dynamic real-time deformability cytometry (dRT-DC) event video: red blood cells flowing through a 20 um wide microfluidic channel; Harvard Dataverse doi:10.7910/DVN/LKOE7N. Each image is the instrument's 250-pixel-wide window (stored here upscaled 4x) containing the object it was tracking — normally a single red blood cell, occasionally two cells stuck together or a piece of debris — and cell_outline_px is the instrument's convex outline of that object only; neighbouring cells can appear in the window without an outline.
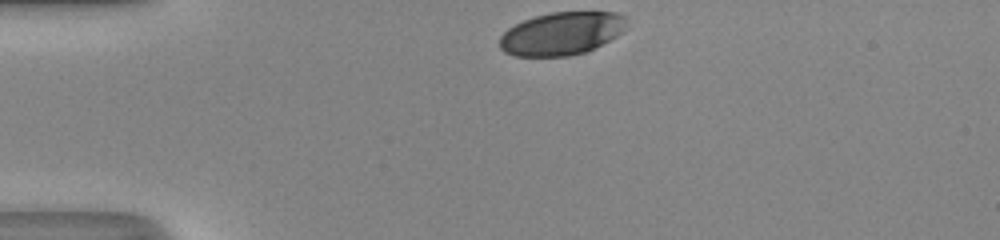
{"species": "human", "species_latin": "Homo sapiens", "temperature_condition": "room temperature", "stored_images_in_passage": 30, "camera_frame_rate_fps": 3000, "um_per_image_px": 0.085, "donor": {"sex": "male"}, "frame": {"image": 1, "passage_image": 1, "time_ms": 0.0, "image_size_px": [1000, 240], "cell_outline_px": [[628, 28], [616, 36], [584, 52], [568, 56], [516, 56], [504, 52], [500, 48], [500, 36], [508, 28], [524, 20], [536, 16], [552, 12], [616, 12], [628, 16]], "centroid_in_image_um": [47.77, 2.84], "position_along_channel_um": 37.2, "area_um2": 31.79}}
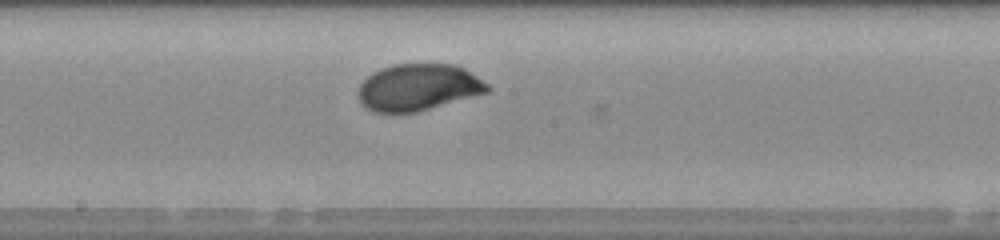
{"frame": {"image": 2, "passage_image": 17, "time_ms": 5.333, "image_size_px": [1000, 240], "cell_outline_px": [[492, 92], [416, 112], [372, 112], [360, 100], [360, 84], [372, 72], [380, 68], [396, 64], [456, 64], [464, 68], [488, 84], [492, 88]], "centroid_in_image_um": [35.62, 7.42], "position_along_channel_um": 212.6, "area_um2": 35.14}}
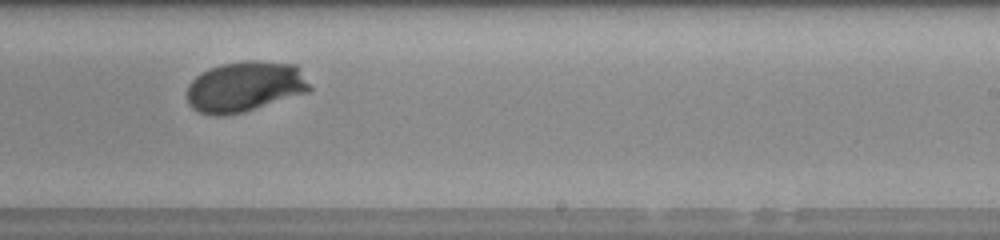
{"frame": {"image": 3, "passage_image": 21, "time_ms": 6.667, "image_size_px": [1000, 240], "cell_outline_px": [[312, 88], [308, 92], [244, 112], [220, 116], [212, 116], [200, 112], [192, 108], [188, 104], [188, 84], [196, 76], [208, 68], [220, 64], [248, 60], [256, 60], [296, 64], [300, 68]], "centroid_in_image_um": [20.82, 7.35], "position_along_channel_um": 268.2, "area_um2": 36.36}, "authors_computed_cell_mechanics": {"area_um2": 35.6915, "velocity_mm_per_s": 4.1784, "shape_relaxation_time_tau1_ms": 3.0404, "shape_relaxation_time_tau2_ms": null, "deformation_change_tau1": 0.1404, "deformation_change_tau2": null}}